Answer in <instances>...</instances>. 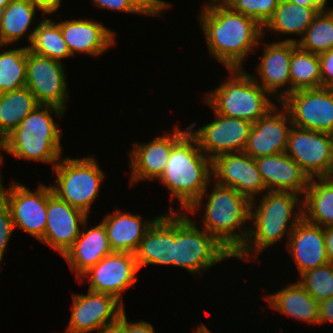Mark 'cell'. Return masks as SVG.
Returning a JSON list of instances; mask_svg holds the SVG:
<instances>
[{
    "instance_id": "obj_1",
    "label": "cell",
    "mask_w": 333,
    "mask_h": 333,
    "mask_svg": "<svg viewBox=\"0 0 333 333\" xmlns=\"http://www.w3.org/2000/svg\"><path fill=\"white\" fill-rule=\"evenodd\" d=\"M209 53L226 69L243 68L242 63L255 52L263 37V27L254 19L228 5L202 8L198 14Z\"/></svg>"
},
{
    "instance_id": "obj_2",
    "label": "cell",
    "mask_w": 333,
    "mask_h": 333,
    "mask_svg": "<svg viewBox=\"0 0 333 333\" xmlns=\"http://www.w3.org/2000/svg\"><path fill=\"white\" fill-rule=\"evenodd\" d=\"M212 160L199 148L197 140L187 132L173 147L165 170L160 176L171 192V197L180 203L184 212L195 214L201 209L212 181ZM202 203V204H201Z\"/></svg>"
},
{
    "instance_id": "obj_3",
    "label": "cell",
    "mask_w": 333,
    "mask_h": 333,
    "mask_svg": "<svg viewBox=\"0 0 333 333\" xmlns=\"http://www.w3.org/2000/svg\"><path fill=\"white\" fill-rule=\"evenodd\" d=\"M259 201H251L250 220L253 228L245 244L233 255L234 258L251 261L283 237L288 238L297 223L303 218V201L293 192L266 191ZM298 207V211H295ZM254 210V211H253ZM255 253V254H253ZM249 259V260H248Z\"/></svg>"
},
{
    "instance_id": "obj_4",
    "label": "cell",
    "mask_w": 333,
    "mask_h": 333,
    "mask_svg": "<svg viewBox=\"0 0 333 333\" xmlns=\"http://www.w3.org/2000/svg\"><path fill=\"white\" fill-rule=\"evenodd\" d=\"M64 111L51 105H38L1 142L0 149L17 159L49 163L53 167L60 161L63 132L54 122Z\"/></svg>"
},
{
    "instance_id": "obj_5",
    "label": "cell",
    "mask_w": 333,
    "mask_h": 333,
    "mask_svg": "<svg viewBox=\"0 0 333 333\" xmlns=\"http://www.w3.org/2000/svg\"><path fill=\"white\" fill-rule=\"evenodd\" d=\"M204 207L203 226L233 255L245 244L249 229H244L250 220L251 201L232 187L213 183ZM239 228L242 231L240 232ZM237 230L239 232H237ZM236 231V232H235Z\"/></svg>"
},
{
    "instance_id": "obj_6",
    "label": "cell",
    "mask_w": 333,
    "mask_h": 333,
    "mask_svg": "<svg viewBox=\"0 0 333 333\" xmlns=\"http://www.w3.org/2000/svg\"><path fill=\"white\" fill-rule=\"evenodd\" d=\"M228 72L230 77L204 98L216 113L253 124L276 106L270 94L243 68L228 69Z\"/></svg>"
},
{
    "instance_id": "obj_7",
    "label": "cell",
    "mask_w": 333,
    "mask_h": 333,
    "mask_svg": "<svg viewBox=\"0 0 333 333\" xmlns=\"http://www.w3.org/2000/svg\"><path fill=\"white\" fill-rule=\"evenodd\" d=\"M196 221L182 211H175V259L174 266L189 273L205 272L233 254Z\"/></svg>"
},
{
    "instance_id": "obj_8",
    "label": "cell",
    "mask_w": 333,
    "mask_h": 333,
    "mask_svg": "<svg viewBox=\"0 0 333 333\" xmlns=\"http://www.w3.org/2000/svg\"><path fill=\"white\" fill-rule=\"evenodd\" d=\"M57 182L51 186L52 192L72 207L89 215L91 204L99 196L100 184L105 173L92 157L61 158L52 169Z\"/></svg>"
},
{
    "instance_id": "obj_9",
    "label": "cell",
    "mask_w": 333,
    "mask_h": 333,
    "mask_svg": "<svg viewBox=\"0 0 333 333\" xmlns=\"http://www.w3.org/2000/svg\"><path fill=\"white\" fill-rule=\"evenodd\" d=\"M286 153L309 178L333 176V134L292 126Z\"/></svg>"
},
{
    "instance_id": "obj_10",
    "label": "cell",
    "mask_w": 333,
    "mask_h": 333,
    "mask_svg": "<svg viewBox=\"0 0 333 333\" xmlns=\"http://www.w3.org/2000/svg\"><path fill=\"white\" fill-rule=\"evenodd\" d=\"M293 126L333 134V89H302L290 93L280 102Z\"/></svg>"
},
{
    "instance_id": "obj_11",
    "label": "cell",
    "mask_w": 333,
    "mask_h": 333,
    "mask_svg": "<svg viewBox=\"0 0 333 333\" xmlns=\"http://www.w3.org/2000/svg\"><path fill=\"white\" fill-rule=\"evenodd\" d=\"M60 61L36 54L28 49L26 67V87L39 105H51L65 110L70 97L67 76Z\"/></svg>"
},
{
    "instance_id": "obj_12",
    "label": "cell",
    "mask_w": 333,
    "mask_h": 333,
    "mask_svg": "<svg viewBox=\"0 0 333 333\" xmlns=\"http://www.w3.org/2000/svg\"><path fill=\"white\" fill-rule=\"evenodd\" d=\"M213 113L215 119L211 123L196 130H192L196 122L187 126L188 132L197 140L199 148L211 160L222 154L243 152L252 123L220 115L214 110Z\"/></svg>"
},
{
    "instance_id": "obj_13",
    "label": "cell",
    "mask_w": 333,
    "mask_h": 333,
    "mask_svg": "<svg viewBox=\"0 0 333 333\" xmlns=\"http://www.w3.org/2000/svg\"><path fill=\"white\" fill-rule=\"evenodd\" d=\"M40 184L32 192L14 181L4 190L3 200L9 206L14 229L20 228L41 241L46 227L48 186Z\"/></svg>"
},
{
    "instance_id": "obj_14",
    "label": "cell",
    "mask_w": 333,
    "mask_h": 333,
    "mask_svg": "<svg viewBox=\"0 0 333 333\" xmlns=\"http://www.w3.org/2000/svg\"><path fill=\"white\" fill-rule=\"evenodd\" d=\"M139 271L135 253L113 252L85 272L79 280L88 277V290L114 296L123 305L122 293L135 286Z\"/></svg>"
},
{
    "instance_id": "obj_15",
    "label": "cell",
    "mask_w": 333,
    "mask_h": 333,
    "mask_svg": "<svg viewBox=\"0 0 333 333\" xmlns=\"http://www.w3.org/2000/svg\"><path fill=\"white\" fill-rule=\"evenodd\" d=\"M46 215L45 234L41 242L64 256L80 235V226L88 221L89 216L57 197L50 185Z\"/></svg>"
},
{
    "instance_id": "obj_16",
    "label": "cell",
    "mask_w": 333,
    "mask_h": 333,
    "mask_svg": "<svg viewBox=\"0 0 333 333\" xmlns=\"http://www.w3.org/2000/svg\"><path fill=\"white\" fill-rule=\"evenodd\" d=\"M69 323L64 333H91L105 324L115 321L125 310L114 296L88 290L85 294H73Z\"/></svg>"
},
{
    "instance_id": "obj_17",
    "label": "cell",
    "mask_w": 333,
    "mask_h": 333,
    "mask_svg": "<svg viewBox=\"0 0 333 333\" xmlns=\"http://www.w3.org/2000/svg\"><path fill=\"white\" fill-rule=\"evenodd\" d=\"M212 173L214 182L234 188L250 201L267 191L256 160L245 152L217 156L212 160Z\"/></svg>"
},
{
    "instance_id": "obj_18",
    "label": "cell",
    "mask_w": 333,
    "mask_h": 333,
    "mask_svg": "<svg viewBox=\"0 0 333 333\" xmlns=\"http://www.w3.org/2000/svg\"><path fill=\"white\" fill-rule=\"evenodd\" d=\"M188 132L175 127L161 136H156L148 143H134L129 151L130 158V184L139 181L157 180L163 174L169 159L172 147Z\"/></svg>"
},
{
    "instance_id": "obj_19",
    "label": "cell",
    "mask_w": 333,
    "mask_h": 333,
    "mask_svg": "<svg viewBox=\"0 0 333 333\" xmlns=\"http://www.w3.org/2000/svg\"><path fill=\"white\" fill-rule=\"evenodd\" d=\"M281 109L275 106L252 124L243 152L254 159L286 152L293 125L287 110L283 106Z\"/></svg>"
},
{
    "instance_id": "obj_20",
    "label": "cell",
    "mask_w": 333,
    "mask_h": 333,
    "mask_svg": "<svg viewBox=\"0 0 333 333\" xmlns=\"http://www.w3.org/2000/svg\"><path fill=\"white\" fill-rule=\"evenodd\" d=\"M175 210L162 214L148 228L135 252L139 270L148 265H173L175 259Z\"/></svg>"
},
{
    "instance_id": "obj_21",
    "label": "cell",
    "mask_w": 333,
    "mask_h": 333,
    "mask_svg": "<svg viewBox=\"0 0 333 333\" xmlns=\"http://www.w3.org/2000/svg\"><path fill=\"white\" fill-rule=\"evenodd\" d=\"M263 47V55L259 59L258 67H256L261 82L254 75L252 77L271 97L274 96L278 100L276 102H280L290 94L289 69L292 52L297 44L280 41L270 44L264 43ZM287 84L289 85L285 89L284 87ZM281 87L283 88L281 89ZM278 89L283 91L281 92Z\"/></svg>"
},
{
    "instance_id": "obj_22",
    "label": "cell",
    "mask_w": 333,
    "mask_h": 333,
    "mask_svg": "<svg viewBox=\"0 0 333 333\" xmlns=\"http://www.w3.org/2000/svg\"><path fill=\"white\" fill-rule=\"evenodd\" d=\"M58 24L72 57L77 53L98 57L115 44L116 32L105 27L101 22L66 19Z\"/></svg>"
},
{
    "instance_id": "obj_23",
    "label": "cell",
    "mask_w": 333,
    "mask_h": 333,
    "mask_svg": "<svg viewBox=\"0 0 333 333\" xmlns=\"http://www.w3.org/2000/svg\"><path fill=\"white\" fill-rule=\"evenodd\" d=\"M255 160L267 191L304 196L310 178L286 152Z\"/></svg>"
},
{
    "instance_id": "obj_24",
    "label": "cell",
    "mask_w": 333,
    "mask_h": 333,
    "mask_svg": "<svg viewBox=\"0 0 333 333\" xmlns=\"http://www.w3.org/2000/svg\"><path fill=\"white\" fill-rule=\"evenodd\" d=\"M290 251L299 276L328 263L323 227L309 223L302 218L288 238Z\"/></svg>"
},
{
    "instance_id": "obj_25",
    "label": "cell",
    "mask_w": 333,
    "mask_h": 333,
    "mask_svg": "<svg viewBox=\"0 0 333 333\" xmlns=\"http://www.w3.org/2000/svg\"><path fill=\"white\" fill-rule=\"evenodd\" d=\"M87 224V221L83 224L84 229L63 256L70 270L76 274L77 281L105 256L113 253L104 225L100 222L88 229Z\"/></svg>"
},
{
    "instance_id": "obj_26",
    "label": "cell",
    "mask_w": 333,
    "mask_h": 333,
    "mask_svg": "<svg viewBox=\"0 0 333 333\" xmlns=\"http://www.w3.org/2000/svg\"><path fill=\"white\" fill-rule=\"evenodd\" d=\"M157 218L144 221L139 215L116 210L107 214L101 223L113 252L135 253L146 231Z\"/></svg>"
},
{
    "instance_id": "obj_27",
    "label": "cell",
    "mask_w": 333,
    "mask_h": 333,
    "mask_svg": "<svg viewBox=\"0 0 333 333\" xmlns=\"http://www.w3.org/2000/svg\"><path fill=\"white\" fill-rule=\"evenodd\" d=\"M293 283V284H292ZM285 285L280 291L265 296L268 304L279 313L296 320L318 324L319 303L298 282Z\"/></svg>"
},
{
    "instance_id": "obj_28",
    "label": "cell",
    "mask_w": 333,
    "mask_h": 333,
    "mask_svg": "<svg viewBox=\"0 0 333 333\" xmlns=\"http://www.w3.org/2000/svg\"><path fill=\"white\" fill-rule=\"evenodd\" d=\"M301 200L306 221L323 228L333 225V176L311 178Z\"/></svg>"
},
{
    "instance_id": "obj_29",
    "label": "cell",
    "mask_w": 333,
    "mask_h": 333,
    "mask_svg": "<svg viewBox=\"0 0 333 333\" xmlns=\"http://www.w3.org/2000/svg\"><path fill=\"white\" fill-rule=\"evenodd\" d=\"M36 8L29 0H11L10 3L2 10V18L0 22V45L15 44L16 41L27 34L30 45L33 31H29L31 24L35 18Z\"/></svg>"
},
{
    "instance_id": "obj_30",
    "label": "cell",
    "mask_w": 333,
    "mask_h": 333,
    "mask_svg": "<svg viewBox=\"0 0 333 333\" xmlns=\"http://www.w3.org/2000/svg\"><path fill=\"white\" fill-rule=\"evenodd\" d=\"M326 9L301 7L287 0H280L273 16L263 26V37L269 30L279 34H294L302 37L316 15Z\"/></svg>"
},
{
    "instance_id": "obj_31",
    "label": "cell",
    "mask_w": 333,
    "mask_h": 333,
    "mask_svg": "<svg viewBox=\"0 0 333 333\" xmlns=\"http://www.w3.org/2000/svg\"><path fill=\"white\" fill-rule=\"evenodd\" d=\"M38 105L36 98L26 86L0 93V142Z\"/></svg>"
},
{
    "instance_id": "obj_32",
    "label": "cell",
    "mask_w": 333,
    "mask_h": 333,
    "mask_svg": "<svg viewBox=\"0 0 333 333\" xmlns=\"http://www.w3.org/2000/svg\"><path fill=\"white\" fill-rule=\"evenodd\" d=\"M28 49L36 54L62 62L72 57L63 38L60 25L47 16L36 25Z\"/></svg>"
},
{
    "instance_id": "obj_33",
    "label": "cell",
    "mask_w": 333,
    "mask_h": 333,
    "mask_svg": "<svg viewBox=\"0 0 333 333\" xmlns=\"http://www.w3.org/2000/svg\"><path fill=\"white\" fill-rule=\"evenodd\" d=\"M289 73L290 93L322 87L319 54L302 50L297 46L292 52Z\"/></svg>"
},
{
    "instance_id": "obj_34",
    "label": "cell",
    "mask_w": 333,
    "mask_h": 333,
    "mask_svg": "<svg viewBox=\"0 0 333 333\" xmlns=\"http://www.w3.org/2000/svg\"><path fill=\"white\" fill-rule=\"evenodd\" d=\"M328 9L316 15L300 39L287 38L282 42H294L300 49L315 54L331 50L333 48V9Z\"/></svg>"
},
{
    "instance_id": "obj_35",
    "label": "cell",
    "mask_w": 333,
    "mask_h": 333,
    "mask_svg": "<svg viewBox=\"0 0 333 333\" xmlns=\"http://www.w3.org/2000/svg\"><path fill=\"white\" fill-rule=\"evenodd\" d=\"M27 51L24 46L0 53V93L26 86Z\"/></svg>"
},
{
    "instance_id": "obj_36",
    "label": "cell",
    "mask_w": 333,
    "mask_h": 333,
    "mask_svg": "<svg viewBox=\"0 0 333 333\" xmlns=\"http://www.w3.org/2000/svg\"><path fill=\"white\" fill-rule=\"evenodd\" d=\"M298 282L319 303L333 296V264L310 269L300 275Z\"/></svg>"
},
{
    "instance_id": "obj_37",
    "label": "cell",
    "mask_w": 333,
    "mask_h": 333,
    "mask_svg": "<svg viewBox=\"0 0 333 333\" xmlns=\"http://www.w3.org/2000/svg\"><path fill=\"white\" fill-rule=\"evenodd\" d=\"M279 2L280 0H231L228 6L254 19L263 27L273 16Z\"/></svg>"
},
{
    "instance_id": "obj_38",
    "label": "cell",
    "mask_w": 333,
    "mask_h": 333,
    "mask_svg": "<svg viewBox=\"0 0 333 333\" xmlns=\"http://www.w3.org/2000/svg\"><path fill=\"white\" fill-rule=\"evenodd\" d=\"M13 231L14 225L9 206L2 200L0 201V264Z\"/></svg>"
},
{
    "instance_id": "obj_39",
    "label": "cell",
    "mask_w": 333,
    "mask_h": 333,
    "mask_svg": "<svg viewBox=\"0 0 333 333\" xmlns=\"http://www.w3.org/2000/svg\"><path fill=\"white\" fill-rule=\"evenodd\" d=\"M129 3L141 14L159 16L164 10L170 9L169 3L164 0H128Z\"/></svg>"
},
{
    "instance_id": "obj_40",
    "label": "cell",
    "mask_w": 333,
    "mask_h": 333,
    "mask_svg": "<svg viewBox=\"0 0 333 333\" xmlns=\"http://www.w3.org/2000/svg\"><path fill=\"white\" fill-rule=\"evenodd\" d=\"M323 88L333 89V48L319 54Z\"/></svg>"
},
{
    "instance_id": "obj_41",
    "label": "cell",
    "mask_w": 333,
    "mask_h": 333,
    "mask_svg": "<svg viewBox=\"0 0 333 333\" xmlns=\"http://www.w3.org/2000/svg\"><path fill=\"white\" fill-rule=\"evenodd\" d=\"M95 6L100 8H106L110 11H119L124 13H136L140 14L130 3L128 0H92Z\"/></svg>"
},
{
    "instance_id": "obj_42",
    "label": "cell",
    "mask_w": 333,
    "mask_h": 333,
    "mask_svg": "<svg viewBox=\"0 0 333 333\" xmlns=\"http://www.w3.org/2000/svg\"><path fill=\"white\" fill-rule=\"evenodd\" d=\"M97 333H126V313L125 310L113 322L105 324Z\"/></svg>"
},
{
    "instance_id": "obj_43",
    "label": "cell",
    "mask_w": 333,
    "mask_h": 333,
    "mask_svg": "<svg viewBox=\"0 0 333 333\" xmlns=\"http://www.w3.org/2000/svg\"><path fill=\"white\" fill-rule=\"evenodd\" d=\"M333 323V296L329 299L319 302V321L318 325L323 323Z\"/></svg>"
},
{
    "instance_id": "obj_44",
    "label": "cell",
    "mask_w": 333,
    "mask_h": 333,
    "mask_svg": "<svg viewBox=\"0 0 333 333\" xmlns=\"http://www.w3.org/2000/svg\"><path fill=\"white\" fill-rule=\"evenodd\" d=\"M40 12L45 14H53L58 11L61 5V0H29Z\"/></svg>"
},
{
    "instance_id": "obj_45",
    "label": "cell",
    "mask_w": 333,
    "mask_h": 333,
    "mask_svg": "<svg viewBox=\"0 0 333 333\" xmlns=\"http://www.w3.org/2000/svg\"><path fill=\"white\" fill-rule=\"evenodd\" d=\"M126 333H155L151 323L146 321L129 322L126 317Z\"/></svg>"
},
{
    "instance_id": "obj_46",
    "label": "cell",
    "mask_w": 333,
    "mask_h": 333,
    "mask_svg": "<svg viewBox=\"0 0 333 333\" xmlns=\"http://www.w3.org/2000/svg\"><path fill=\"white\" fill-rule=\"evenodd\" d=\"M328 263L333 264V225L323 228Z\"/></svg>"
},
{
    "instance_id": "obj_47",
    "label": "cell",
    "mask_w": 333,
    "mask_h": 333,
    "mask_svg": "<svg viewBox=\"0 0 333 333\" xmlns=\"http://www.w3.org/2000/svg\"><path fill=\"white\" fill-rule=\"evenodd\" d=\"M301 7L327 8V0H287Z\"/></svg>"
},
{
    "instance_id": "obj_48",
    "label": "cell",
    "mask_w": 333,
    "mask_h": 333,
    "mask_svg": "<svg viewBox=\"0 0 333 333\" xmlns=\"http://www.w3.org/2000/svg\"><path fill=\"white\" fill-rule=\"evenodd\" d=\"M231 0H210L207 4L205 3L203 8H209L215 5H228Z\"/></svg>"
},
{
    "instance_id": "obj_49",
    "label": "cell",
    "mask_w": 333,
    "mask_h": 333,
    "mask_svg": "<svg viewBox=\"0 0 333 333\" xmlns=\"http://www.w3.org/2000/svg\"><path fill=\"white\" fill-rule=\"evenodd\" d=\"M3 158H4V156H3L2 153L0 152V168H1L2 163L4 162ZM1 176H2V175H1V173H0V201L3 200L4 190H5V188H4V186H3V183H2L3 181H2V177H1Z\"/></svg>"
},
{
    "instance_id": "obj_50",
    "label": "cell",
    "mask_w": 333,
    "mask_h": 333,
    "mask_svg": "<svg viewBox=\"0 0 333 333\" xmlns=\"http://www.w3.org/2000/svg\"><path fill=\"white\" fill-rule=\"evenodd\" d=\"M197 328H198V329L195 330L194 333H211V332L208 330V328H207L205 325H203V324H200Z\"/></svg>"
},
{
    "instance_id": "obj_51",
    "label": "cell",
    "mask_w": 333,
    "mask_h": 333,
    "mask_svg": "<svg viewBox=\"0 0 333 333\" xmlns=\"http://www.w3.org/2000/svg\"><path fill=\"white\" fill-rule=\"evenodd\" d=\"M11 0H0V9H4L9 3H10Z\"/></svg>"
},
{
    "instance_id": "obj_52",
    "label": "cell",
    "mask_w": 333,
    "mask_h": 333,
    "mask_svg": "<svg viewBox=\"0 0 333 333\" xmlns=\"http://www.w3.org/2000/svg\"><path fill=\"white\" fill-rule=\"evenodd\" d=\"M1 18H2V9H0V22H1Z\"/></svg>"
},
{
    "instance_id": "obj_53",
    "label": "cell",
    "mask_w": 333,
    "mask_h": 333,
    "mask_svg": "<svg viewBox=\"0 0 333 333\" xmlns=\"http://www.w3.org/2000/svg\"><path fill=\"white\" fill-rule=\"evenodd\" d=\"M2 47H4V48L6 47V48H7V45H0V48H1V49H2Z\"/></svg>"
}]
</instances>
